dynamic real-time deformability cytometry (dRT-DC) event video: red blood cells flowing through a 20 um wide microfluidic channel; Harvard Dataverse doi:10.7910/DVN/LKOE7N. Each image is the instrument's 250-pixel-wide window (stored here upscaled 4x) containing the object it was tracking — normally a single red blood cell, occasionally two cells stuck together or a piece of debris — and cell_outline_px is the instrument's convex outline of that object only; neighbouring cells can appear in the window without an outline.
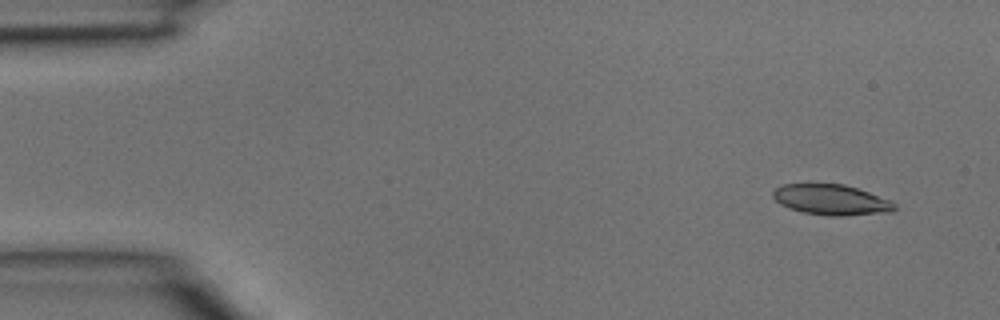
{"species": "common noctule bat (a hibernating species)", "species_latin": "Nyctalus noctula", "temperature_condition": "room temperature", "stored_images_in_passage": 4, "camera_frame_rate_fps": 3000, "um_per_image_px": 0.085, "animal": {"sex": "male", "body_mass_g": 15.6}, "frame": {"image": 1, "passage_image": 1, "time_ms": 0.0, "image_size_px": [1000, 320], "cell_outline_px": [[896, 208], [892, 212], [844, 216], [832, 216], [804, 212], [780, 204], [772, 196], [772, 192], [776, 188], [784, 184], [844, 184], [868, 192], [888, 200], [896, 204]], "centroid_in_image_um": [70.67, 16.98], "position_along_channel_um": 14.3, "area_um2": 21.33}}